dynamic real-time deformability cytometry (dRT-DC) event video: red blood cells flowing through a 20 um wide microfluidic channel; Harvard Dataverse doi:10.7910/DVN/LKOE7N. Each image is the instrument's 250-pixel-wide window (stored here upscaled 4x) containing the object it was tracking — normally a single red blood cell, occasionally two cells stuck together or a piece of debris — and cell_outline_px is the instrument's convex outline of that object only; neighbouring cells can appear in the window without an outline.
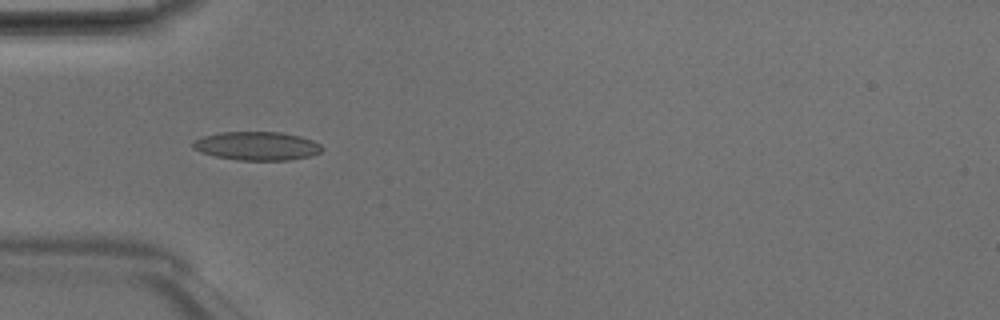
{"species": "Egyptian fruit bat (a non-hibernating species)", "species_latin": "Rousettus aegyptiacus", "temperature_condition": "room temperature", "stored_images_in_passage": 7, "camera_frame_rate_fps": 3000, "um_per_image_px": 0.085, "animal": {"sex": "male"}, "frame": {"image": 1, "passage_image": 5, "time_ms": 1.333, "image_size_px": [1000, 320], "cell_outline_px": [[324, 148], [320, 152], [308, 156], [288, 160], [236, 160], [216, 156], [200, 152], [192, 148], [192, 140], [200, 136], [220, 132], [280, 132], [300, 136], [312, 140], [320, 144]], "centroid_in_image_um": [21.78, 12.4], "position_along_channel_um": 63.2, "area_um2": 21.62}}
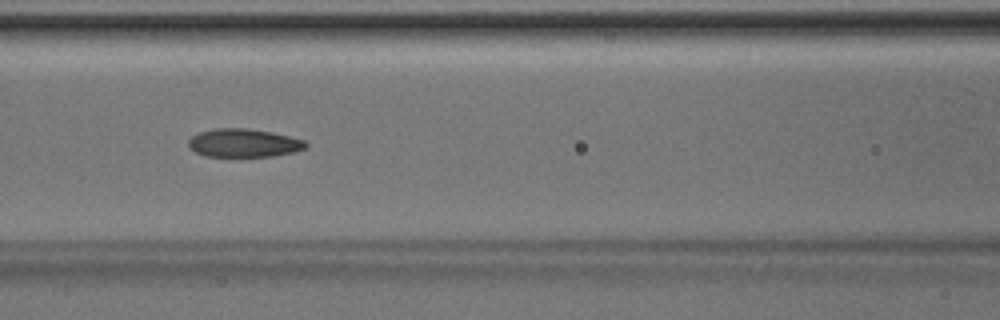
{"frame": {"image": 2, "passage_image": 7, "time_ms": 2.0, "image_size_px": [1000, 320], "cell_outline_px": [[308, 144], [304, 148], [292, 152], [272, 156], [204, 156], [188, 148], [188, 140], [192, 136], [200, 132], [216, 128], [248, 128], [272, 132], [304, 140]], "centroid_in_image_um": [20.67, 12.15], "position_along_channel_um": 145.9, "area_um2": 19.25}}